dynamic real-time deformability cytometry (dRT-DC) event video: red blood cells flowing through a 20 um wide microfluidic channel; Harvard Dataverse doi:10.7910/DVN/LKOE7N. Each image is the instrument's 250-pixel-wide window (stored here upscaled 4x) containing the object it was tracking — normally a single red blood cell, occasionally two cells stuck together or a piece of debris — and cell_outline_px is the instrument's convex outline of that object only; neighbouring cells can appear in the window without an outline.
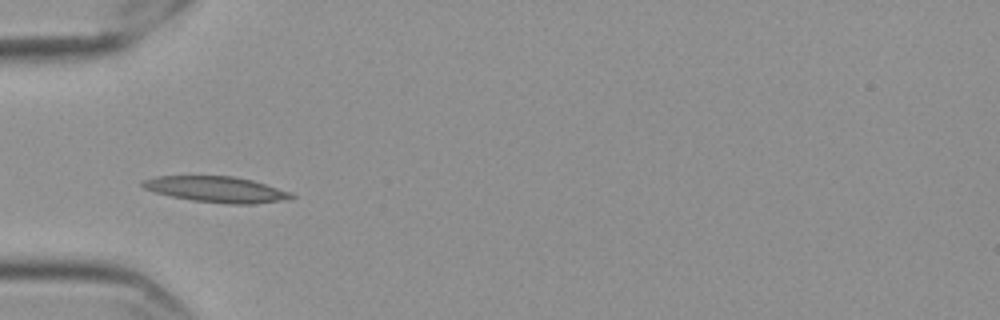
{"species": "Egyptian fruit bat (a non-hibernating species)", "species_latin": "Rousettus aegyptiacus", "temperature_condition": "cold", "stored_images_in_passage": 40, "camera_frame_rate_fps": 3000, "um_per_image_px": 0.085, "frame": {"image": 1, "passage_image": 1, "time_ms": 0.0, "image_size_px": [1000, 320], "cell_outline_px": [[296, 196], [280, 200], [256, 204], [228, 204], [192, 200], [172, 196], [156, 192], [144, 188], [140, 184], [140, 180], [156, 176], [232, 176], [252, 180], [292, 192]], "centroid_in_image_um": [18.37, 16.09], "position_along_channel_um": 66.6, "area_um2": 22.31}}
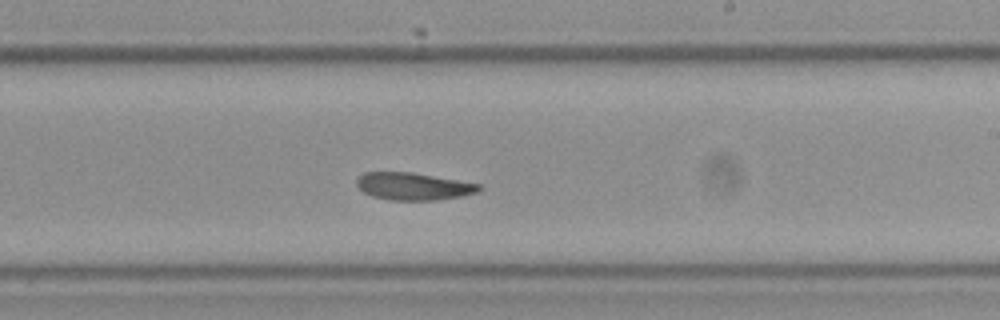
{"frame": {"image": 2, "passage_image": 17, "time_ms": 5.333, "image_size_px": [1000, 320], "cell_outline_px": [[480, 188], [476, 192], [460, 196], [436, 200], [388, 200], [372, 196], [364, 192], [356, 184], [356, 180], [364, 172], [412, 172], [480, 184]], "centroid_in_image_um": [35.09, 15.83], "position_along_channel_um": 253.9, "area_um2": 19.31}}
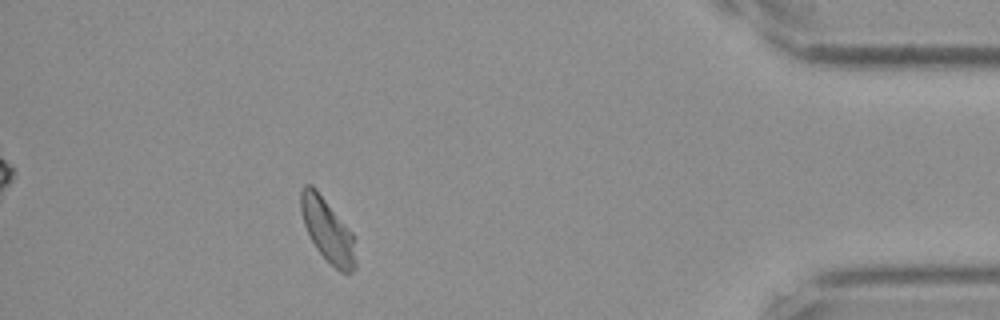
{"frame": {"image": 3, "passage_image": 34, "time_ms": 11.0, "image_size_px": [1000, 320], "cell_outline_px": [[356, 268], [352, 272], [340, 272], [316, 248], [304, 224], [300, 212], [300, 188], [304, 184], [312, 184], [316, 188], [352, 232], [356, 264]], "centroid_in_image_um": [27.82, 19.51], "position_along_channel_um": 407.4, "area_um2": 20.06}}